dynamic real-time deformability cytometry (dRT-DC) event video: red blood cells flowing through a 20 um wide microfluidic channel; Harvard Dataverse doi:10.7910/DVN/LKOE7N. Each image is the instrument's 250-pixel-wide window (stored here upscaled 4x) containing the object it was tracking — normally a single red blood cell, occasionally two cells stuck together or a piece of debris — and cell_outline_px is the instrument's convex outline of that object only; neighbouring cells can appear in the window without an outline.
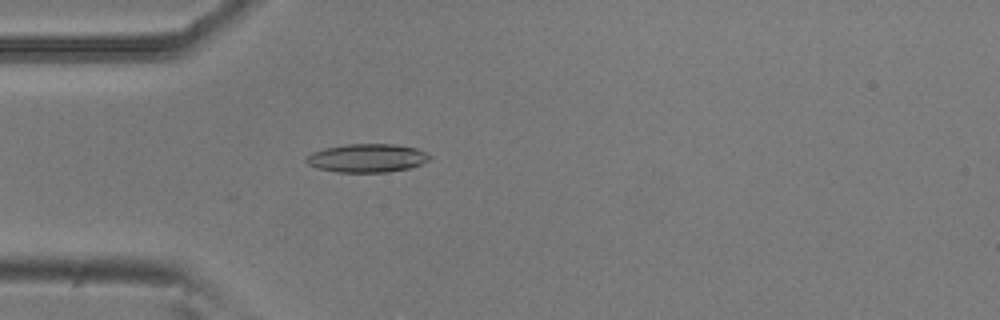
{"species": "common noctule bat (a hibernating species)", "species_latin": "Nyctalus noctula", "temperature_condition": "room temperature", "stored_images_in_passage": 30, "camera_frame_rate_fps": 3000, "um_per_image_px": 0.085, "animal": {"sex": "male", "body_mass_g": 20.5, "forearm_length_mm": 52.5}, "frame": {"image": 1, "passage_image": 2, "time_ms": 0.333, "image_size_px": [1000, 320], "cell_outline_px": [[432, 156], [428, 160], [420, 164], [408, 168], [388, 172], [336, 172], [316, 168], [308, 164], [304, 160], [312, 152], [328, 148], [348, 144], [392, 144], [416, 148]], "centroid_in_image_um": [31.19, 13.44], "position_along_channel_um": 53.8, "area_um2": 20.23}}
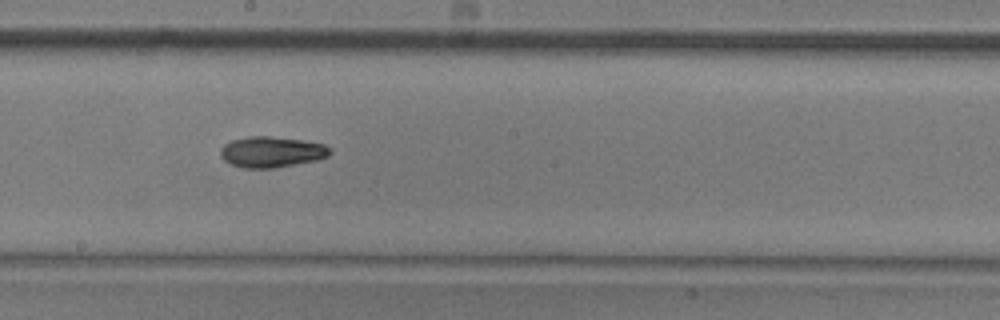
{"frame": {"image": 2, "passage_image": 16, "time_ms": 5.0, "image_size_px": [1000, 320], "cell_outline_px": [[332, 152], [328, 156], [320, 160], [272, 168], [244, 168], [232, 164], [224, 160], [220, 156], [220, 148], [224, 144], [232, 140], [248, 136], [268, 136], [300, 140], [324, 144], [332, 148]], "centroid_in_image_um": [23.1, 12.92], "position_along_channel_um": 225.1, "area_um2": 19.77}}
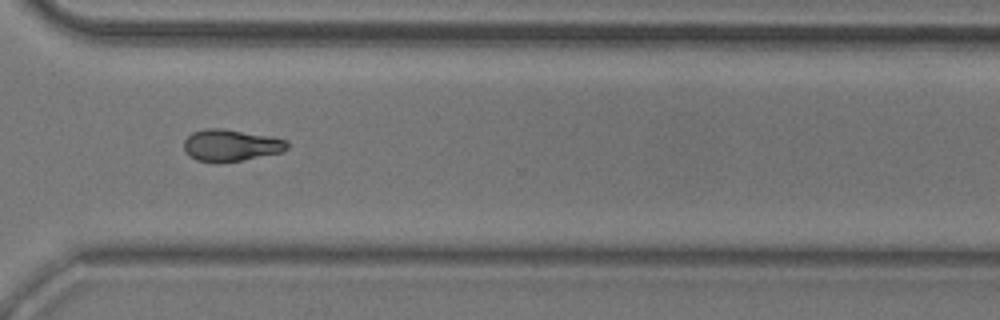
{"frame": {"image": 3, "passage_image": 26, "time_ms": 8.333, "image_size_px": [1000, 320], "cell_outline_px": [[288, 148], [280, 152], [220, 164], [196, 160], [188, 156], [184, 152], [184, 140], [192, 132], [204, 128], [220, 128], [272, 136], [288, 140]], "centroid_in_image_um": [19.57, 12.35], "position_along_channel_um": 351.0, "area_um2": 19.36}, "authors_computed_cell_mechanics": {"area_um2": 18.9584, "velocity_mm_per_s": 3.7974, "shape_relaxation_time_tau1_ms": 9.4424, "shape_relaxation_time_tau2_ms": null, "deformation_change_tau1": 0.168, "deformation_change_tau2": null}}